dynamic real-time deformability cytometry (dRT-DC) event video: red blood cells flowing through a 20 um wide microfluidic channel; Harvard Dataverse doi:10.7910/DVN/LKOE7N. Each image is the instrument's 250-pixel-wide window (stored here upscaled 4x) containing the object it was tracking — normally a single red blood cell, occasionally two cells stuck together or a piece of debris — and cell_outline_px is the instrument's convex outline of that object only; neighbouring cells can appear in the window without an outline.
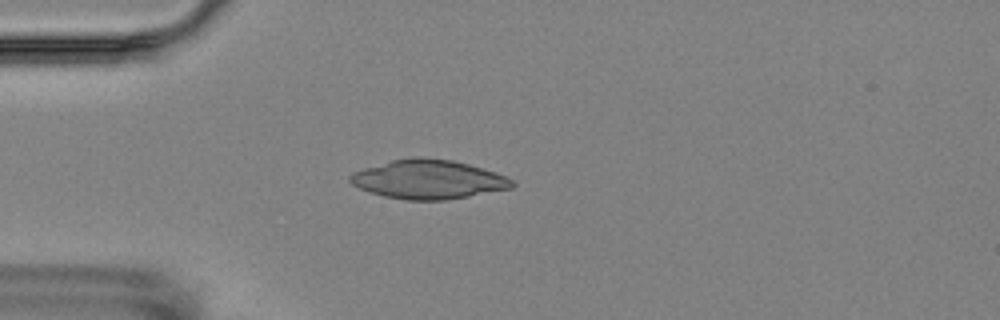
{"species": "Egyptian fruit bat (a non-hibernating species)", "species_latin": "Rousettus aegyptiacus", "temperature_condition": "room temperature", "stored_images_in_passage": 5, "camera_frame_rate_fps": 3000, "um_per_image_px": 0.085, "animal": {"sex": "female"}, "frame": {"image": 1, "passage_image": 4, "time_ms": 3.667, "image_size_px": [1000, 320], "cell_outline_px": [[516, 184], [512, 188], [468, 196], [444, 200], [408, 200], [384, 196], [360, 188], [352, 184], [348, 180], [348, 176], [352, 172], [364, 168], [392, 160], [412, 156], [424, 156], [452, 160], [468, 164], [496, 172], [512, 180]], "centroid_in_image_um": [36.4, 15.23], "position_along_channel_um": 48.6, "area_um2": 36.82}}